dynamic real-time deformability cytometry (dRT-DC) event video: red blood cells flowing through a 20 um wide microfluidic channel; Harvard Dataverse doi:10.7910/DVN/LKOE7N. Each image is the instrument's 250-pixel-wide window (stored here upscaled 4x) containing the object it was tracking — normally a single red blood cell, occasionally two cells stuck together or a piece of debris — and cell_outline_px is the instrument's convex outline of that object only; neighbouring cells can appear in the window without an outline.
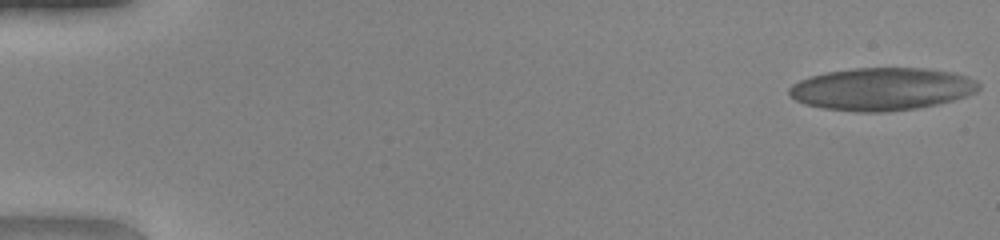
{"species": "human", "species_latin": "Homo sapiens", "temperature_condition": "warm", "stored_images_in_passage": 50, "camera_frame_rate_fps": 3000, "um_per_image_px": 0.085, "donor": {"sex": "female"}, "frame": {"image": 1, "passage_image": 1, "time_ms": 0.0, "image_size_px": [1000, 240], "cell_outline_px": [[976, 88], [960, 96], [948, 100], [932, 104], [908, 108], [828, 108], [808, 104], [796, 100], [788, 92], [800, 80], [812, 76], [828, 72], [856, 68], [924, 68], [948, 72], [964, 76], [976, 84]], "centroid_in_image_um": [74.87, 7.49], "position_along_channel_um": 10.1, "area_um2": 43.47}}
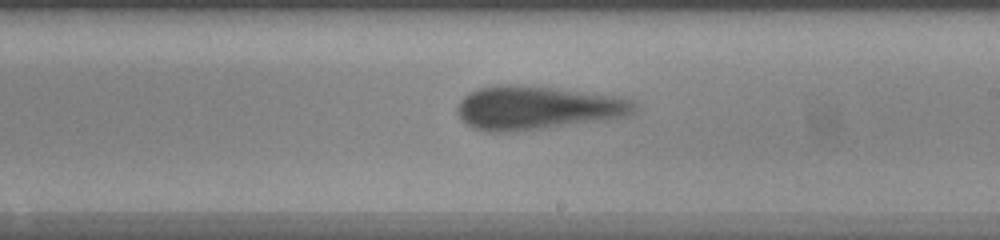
{"frame": {"image": 2, "passage_image": 30, "time_ms": 9.667, "image_size_px": [1000, 240], "cell_outline_px": [[636, 108], [632, 112], [624, 116], [516, 132], [484, 132], [468, 124], [460, 116], [460, 100], [468, 92], [492, 84], [520, 84], [556, 88], [620, 96], [632, 100], [636, 104]], "centroid_in_image_um": [45.64, 9.14], "position_along_channel_um": 243.4, "area_um2": 44.62}}
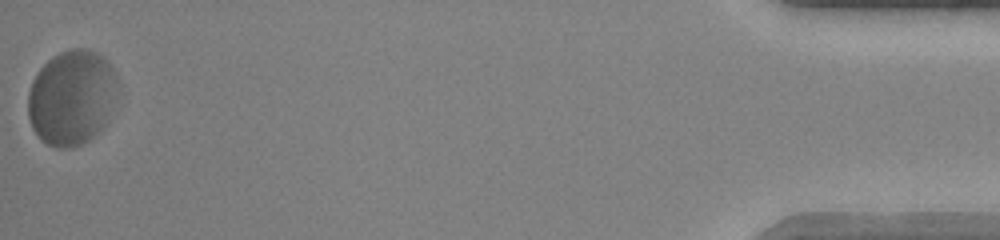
{"frame": {"image": 3, "passage_image": 50, "time_ms": 16.333, "image_size_px": [1000, 240], "cell_outline_px": [[112, 72], [104, 128], [88, 140], [80, 144], [68, 148], [56, 148], [48, 144], [32, 128], [28, 116], [28, 92], [32, 80], [40, 68], [48, 60], [60, 52], [72, 48], [84, 48], [104, 56], [112, 68]], "centroid_in_image_um": [5.96, 8.29], "position_along_channel_um": 429.2, "area_um2": 47.74}, "authors_computed_cell_mechanics": {"area_um2": 43.3211, "velocity_mm_per_s": 4.1016, "shape_relaxation_time_tau1_ms": 10.7372, "shape_relaxation_time_tau2_ms": 1.0409, "deformation_change_tau1": 0.3404, "deformation_change_tau2": 0.0948}}